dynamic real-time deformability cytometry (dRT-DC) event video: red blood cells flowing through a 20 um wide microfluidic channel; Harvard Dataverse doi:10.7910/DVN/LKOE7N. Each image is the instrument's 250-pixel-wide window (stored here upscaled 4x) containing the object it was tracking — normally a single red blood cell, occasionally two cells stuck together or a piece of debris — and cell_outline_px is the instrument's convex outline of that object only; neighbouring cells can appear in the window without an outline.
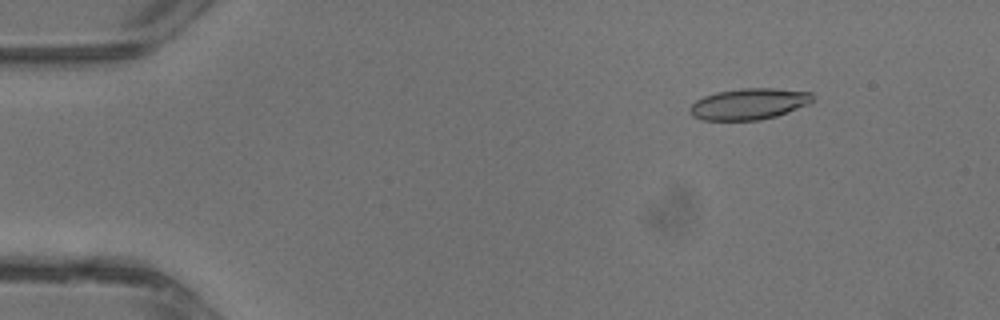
{"species": "common noctule bat (a hibernating species)", "species_latin": "Nyctalus noctula", "temperature_condition": "warm", "stored_images_in_passage": 38, "camera_frame_rate_fps": 3000, "um_per_image_px": 0.085, "animal": {"sex": "male", "body_mass_g": 13.3}, "frame": {"image": 1, "passage_image": 5, "time_ms": 1.333, "image_size_px": [1000, 320], "cell_outline_px": [[812, 100], [808, 104], [788, 112], [776, 116], [760, 120], [700, 120], [692, 116], [688, 112], [688, 108], [696, 100], [704, 96], [716, 92], [740, 88], [772, 88], [812, 92]], "centroid_in_image_um": [63.61, 8.84], "position_along_channel_um": 21.4, "area_um2": 22.43}}
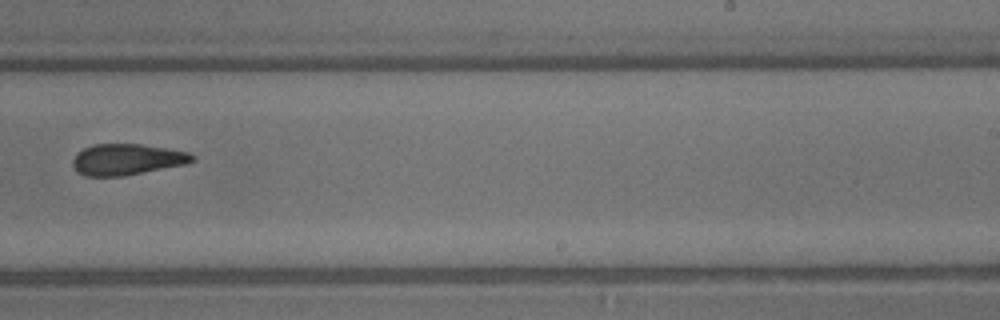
{"frame": {"image": 2, "passage_image": 24, "time_ms": 7.667, "image_size_px": [1000, 320], "cell_outline_px": [[196, 160], [184, 164], [124, 176], [84, 176], [76, 172], [72, 164], [72, 160], [76, 152], [92, 144], [140, 144], [188, 152], [196, 156]], "centroid_in_image_um": [10.74, 13.55], "position_along_channel_um": 278.3, "area_um2": 21.73}}
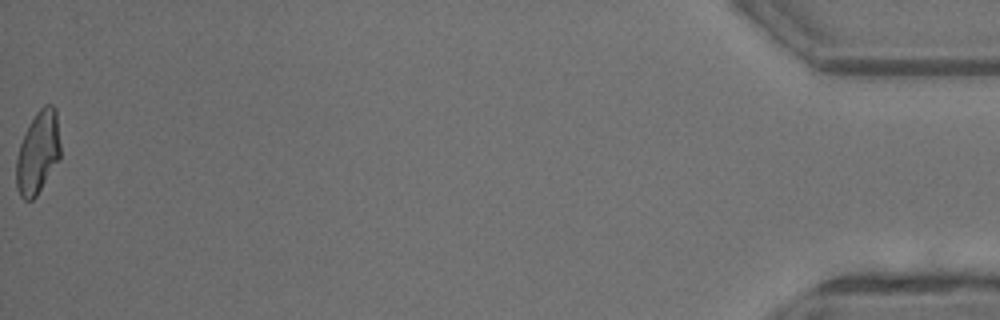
{"frame": {"image": 3, "passage_image": 38, "time_ms": 12.333, "image_size_px": [1000, 320], "cell_outline_px": [[60, 156], [36, 196], [32, 200], [24, 200], [20, 196], [16, 188], [16, 160], [20, 144], [36, 112], [44, 104], [52, 104], [56, 108], [60, 144]], "centroid_in_image_um": [3.22, 12.96], "position_along_channel_um": 432.0, "area_um2": 20.92}}